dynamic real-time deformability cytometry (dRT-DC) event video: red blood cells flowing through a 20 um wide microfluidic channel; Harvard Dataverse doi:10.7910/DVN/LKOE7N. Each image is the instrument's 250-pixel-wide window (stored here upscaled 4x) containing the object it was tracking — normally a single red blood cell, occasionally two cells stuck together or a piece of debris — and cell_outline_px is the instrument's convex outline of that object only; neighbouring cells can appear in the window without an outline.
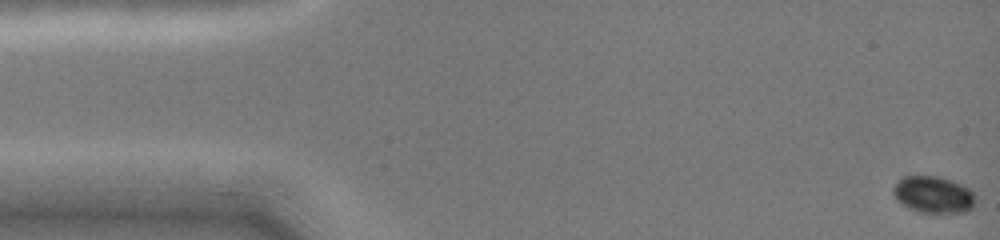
{"species": "common noctule bat (a hibernating species)", "species_latin": "Nyctalus noctula", "temperature_condition": "cold", "stored_images_in_passage": 26, "camera_frame_rate_fps": 3000, "um_per_image_px": 0.085, "animal": {"sex": "female", "body_mass_g": 19.0, "forearm_length_mm": 51.5}, "frame": {"image": 1, "passage_image": 1, "time_ms": 0.0, "image_size_px": [1000, 240], "cell_outline_px": [[976, 200], [972, 208], [968, 212], [920, 212], [908, 208], [900, 204], [896, 200], [892, 192], [892, 188], [904, 176], [940, 176], [952, 180], [968, 188], [976, 196]], "centroid_in_image_um": [79.34, 16.54], "position_along_channel_um": 5.7, "area_um2": 17.74}}
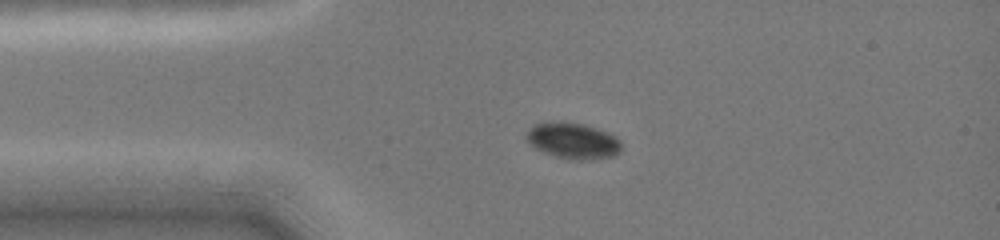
{"frame": {"image": 2, "passage_image": 15, "time_ms": 3.333, "image_size_px": [1000, 240], "cell_outline_px": [[620, 152], [616, 156], [580, 160], [568, 160], [544, 152], [536, 148], [524, 136], [524, 132], [536, 124], [560, 120], [564, 120], [584, 124], [608, 132], [616, 136], [620, 140]], "centroid_in_image_um": [48.7, 11.95], "position_along_channel_um": 36.3, "area_um2": 20.17}}
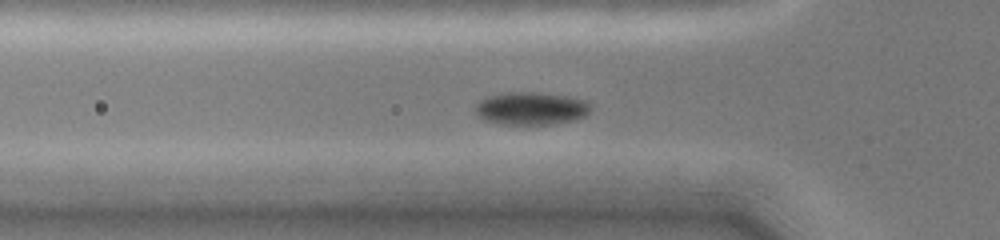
{"frame": {"image": 3, "passage_image": 22, "time_ms": 5.0, "image_size_px": [1000, 240], "cell_outline_px": [[592, 108], [584, 116], [576, 120], [552, 124], [500, 124], [484, 120], [476, 116], [476, 104], [484, 96], [504, 92], [540, 92], [568, 96], [584, 100], [592, 104]], "centroid_in_image_um": [45.13, 9.21], "position_along_channel_um": 80.7, "area_um2": 22.43}}